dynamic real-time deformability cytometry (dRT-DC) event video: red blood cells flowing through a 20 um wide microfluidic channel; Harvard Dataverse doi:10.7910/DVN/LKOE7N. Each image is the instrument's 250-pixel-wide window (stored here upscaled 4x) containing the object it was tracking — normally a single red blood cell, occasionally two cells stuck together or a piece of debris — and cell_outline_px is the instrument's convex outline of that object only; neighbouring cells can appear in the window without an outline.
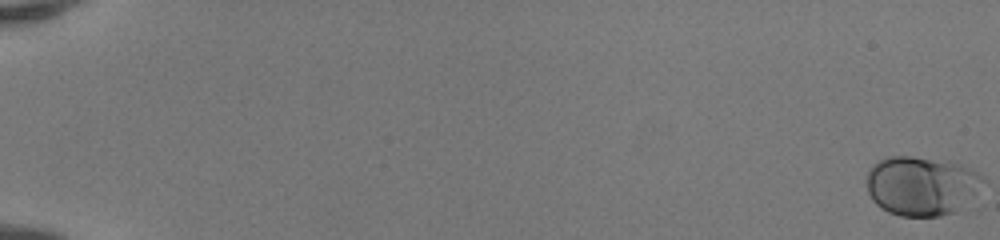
{"species": "human", "species_latin": "Homo sapiens", "temperature_condition": "room temperature", "stored_images_in_passage": 52, "camera_frame_rate_fps": 3000, "um_per_image_px": 0.085, "donor": {"sex": "female"}, "frame": {"image": 1, "passage_image": 1, "time_ms": 0.0, "image_size_px": [1000, 240], "cell_outline_px": [[984, 180], [952, 212], [940, 216], [900, 216], [888, 212], [880, 208], [872, 200], [868, 192], [868, 168], [872, 164], [888, 156], [912, 156], [948, 160], [960, 164], [976, 172]], "centroid_in_image_um": [78.21, 15.76], "position_along_channel_um": 6.8, "area_um2": 39.36}}
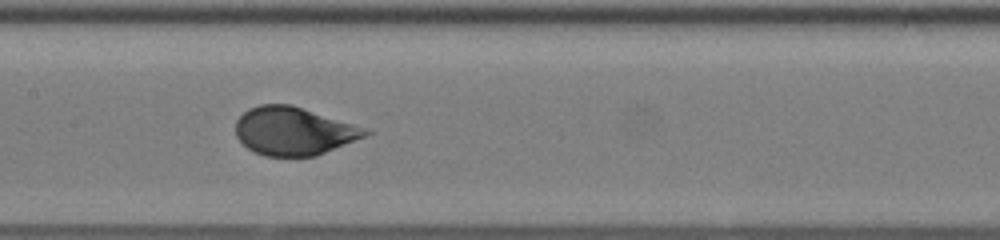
{"frame": {"image": 2, "passage_image": 29, "time_ms": 9.333, "image_size_px": [1000, 240], "cell_outline_px": [[372, 132], [364, 136], [316, 156], [264, 156], [248, 148], [236, 136], [236, 120], [248, 108], [260, 104], [292, 104], [352, 124]], "centroid_in_image_um": [24.9, 11.13], "position_along_channel_um": 182.5, "area_um2": 35.84}}
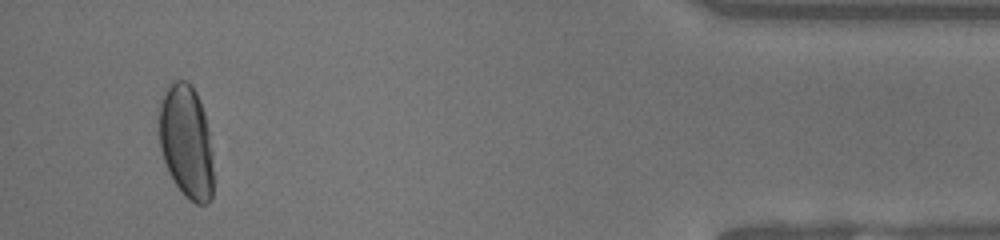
{"frame": {"image": 3, "passage_image": 50, "time_ms": 16.333, "image_size_px": [1000, 240], "cell_outline_px": [[212, 200], [208, 204], [196, 204], [188, 200], [184, 196], [168, 172], [160, 148], [156, 108], [164, 88], [168, 84], [176, 80], [188, 80], [192, 84], [200, 100], [204, 112], [212, 152]], "centroid_in_image_um": [15.78, 11.99], "position_along_channel_um": 419.4, "area_um2": 36.93}, "authors_computed_cell_mechanics": {"area_um2": 36.8764, "velocity_mm_per_s": 4.1704, "shape_relaxation_time_tau1_ms": 2.962, "shape_relaxation_time_tau2_ms": null, "deformation_change_tau1": 0.1421, "deformation_change_tau2": null}}